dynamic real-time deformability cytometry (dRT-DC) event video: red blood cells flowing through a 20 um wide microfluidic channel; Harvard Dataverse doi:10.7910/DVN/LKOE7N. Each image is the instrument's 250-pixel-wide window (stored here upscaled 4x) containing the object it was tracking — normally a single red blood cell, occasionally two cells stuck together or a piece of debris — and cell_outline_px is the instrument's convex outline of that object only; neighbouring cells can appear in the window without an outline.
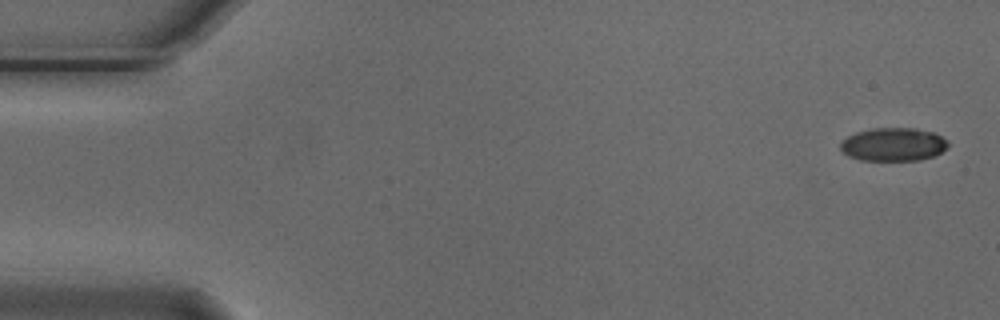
{"species": "Egyptian fruit bat (a non-hibernating species)", "species_latin": "Rousettus aegyptiacus", "temperature_condition": "cold", "stored_images_in_passage": 6, "camera_frame_rate_fps": 3000, "um_per_image_px": 0.085, "animal": {"sex": "male"}, "frame": {"image": 1, "passage_image": 1, "time_ms": 0.0, "image_size_px": [1000, 320], "cell_outline_px": [[948, 148], [932, 156], [920, 160], [860, 160], [848, 156], [840, 148], [840, 144], [848, 136], [856, 132], [872, 128], [916, 128], [932, 132], [948, 140]], "centroid_in_image_um": [75.94, 12.27], "position_along_channel_um": 9.1, "area_um2": 20.81}}
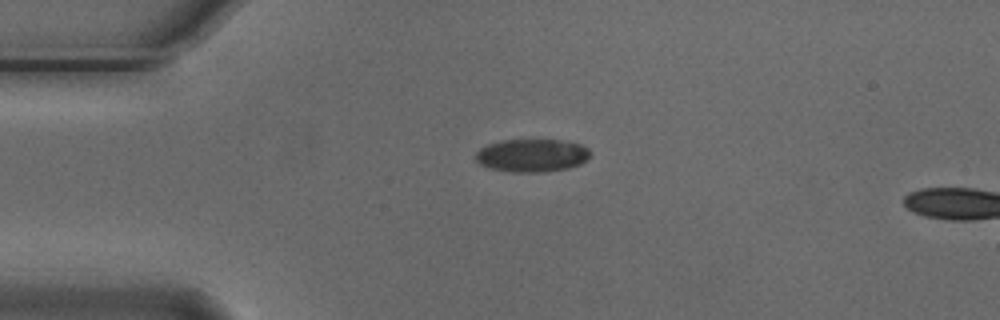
{"frame": {"image": 2, "passage_image": 4, "time_ms": 1.0, "image_size_px": [1000, 320], "cell_outline_px": [[592, 156], [588, 160], [580, 164], [568, 168], [544, 172], [512, 172], [488, 168], [480, 164], [476, 160], [476, 152], [480, 148], [488, 144], [504, 140], [560, 140], [580, 144], [588, 148], [592, 152]], "centroid_in_image_um": [45.25, 13.22], "position_along_channel_um": 39.8, "area_um2": 22.2}}